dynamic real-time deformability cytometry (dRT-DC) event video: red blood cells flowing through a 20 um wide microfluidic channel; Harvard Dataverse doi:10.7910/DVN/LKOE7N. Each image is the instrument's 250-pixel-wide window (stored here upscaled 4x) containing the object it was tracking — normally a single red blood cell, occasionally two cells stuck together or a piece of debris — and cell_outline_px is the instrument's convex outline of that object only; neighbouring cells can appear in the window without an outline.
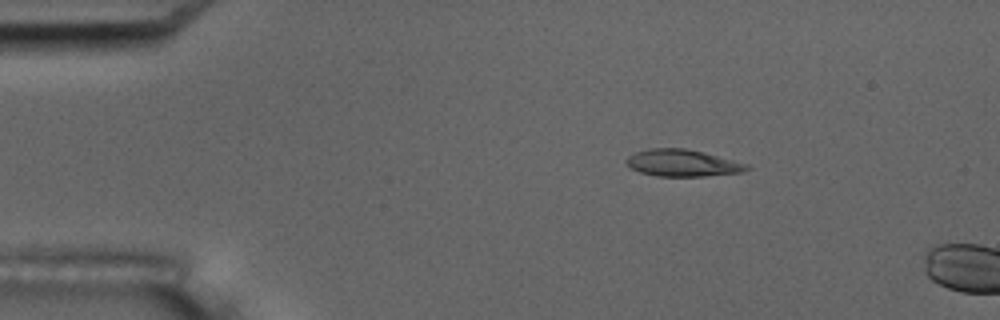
{"species": "common noctule bat (a hibernating species)", "species_latin": "Nyctalus noctula", "temperature_condition": "room temperature", "stored_images_in_passage": 4, "camera_frame_rate_fps": 3000, "um_per_image_px": 0.085, "animal": {"sex": "male", "body_mass_g": 17.5, "forearm_length_mm": 52.3}, "frame": {"image": 1, "passage_image": 3, "time_ms": 3.0, "image_size_px": [1000, 320], "cell_outline_px": [[752, 168], [740, 172], [704, 176], [656, 176], [640, 172], [628, 168], [624, 164], [624, 160], [628, 156], [636, 152], [648, 148], [684, 148], [748, 164]], "centroid_in_image_um": [57.92, 13.86], "position_along_channel_um": 27.1, "area_um2": 18.79}}